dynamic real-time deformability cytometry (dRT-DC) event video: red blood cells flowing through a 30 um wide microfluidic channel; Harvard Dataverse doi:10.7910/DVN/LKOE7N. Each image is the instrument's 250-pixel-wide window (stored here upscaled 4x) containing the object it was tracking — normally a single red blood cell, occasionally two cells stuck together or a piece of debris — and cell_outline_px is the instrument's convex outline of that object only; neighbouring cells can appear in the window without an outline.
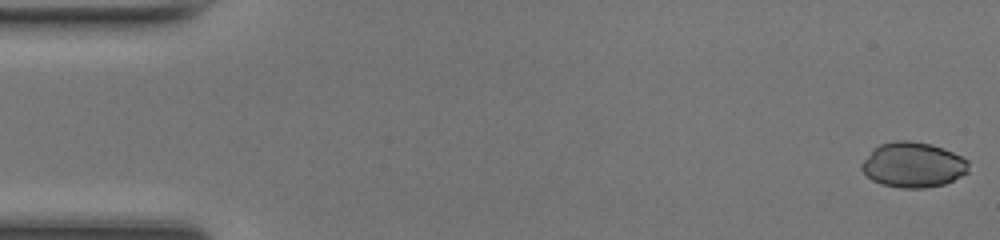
{"species": "common noctule bat (a hibernating species)", "species_latin": "Nyctalus noctula", "temperature_condition": "room temperature", "stored_images_in_passage": 48, "camera_frame_rate_fps": 3000, "um_per_image_px": 0.085, "animal": {"sex": "female", "body_mass_g": 17.0, "forearm_length_mm": 48.0}, "frame": {"image": 1, "passage_image": 1, "time_ms": 0.0, "image_size_px": [1000, 240], "cell_outline_px": [[968, 172], [944, 184], [924, 188], [900, 188], [880, 184], [872, 180], [860, 168], [860, 164], [880, 144], [892, 140], [908, 140], [932, 144], [944, 148], [968, 160]], "centroid_in_image_um": [77.61, 14.01], "position_along_channel_um": 7.4, "area_um2": 28.09}}
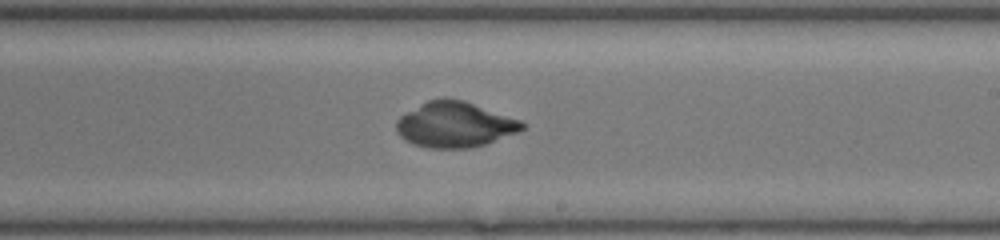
{"frame": {"image": 2, "passage_image": 28, "time_ms": 9.0, "image_size_px": [1000, 240], "cell_outline_px": [[524, 128], [520, 132], [484, 144], [468, 148], [428, 148], [412, 144], [404, 140], [396, 132], [396, 120], [400, 116], [420, 104], [428, 100], [444, 96], [464, 100], [520, 120], [524, 124]], "centroid_in_image_um": [38.62, 10.58], "position_along_channel_um": 250.4, "area_um2": 33.52}}
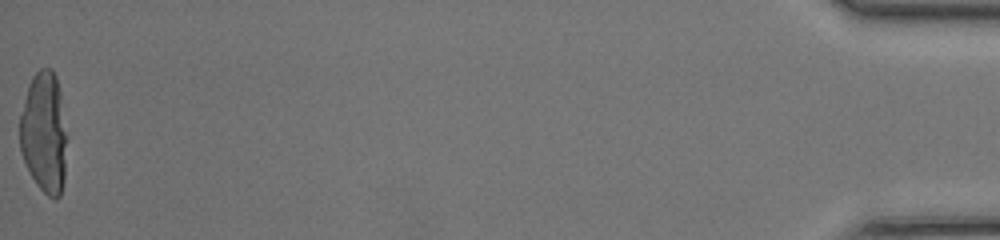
{"frame": {"image": 3, "passage_image": 48, "time_ms": 15.667, "image_size_px": [1000, 240], "cell_outline_px": [[68, 136], [64, 180], [60, 196], [56, 200], [48, 196], [36, 184], [20, 152], [20, 116], [24, 100], [32, 76], [40, 68], [52, 68], [56, 76], [60, 92]], "centroid_in_image_um": [3.78, 11.28], "position_along_channel_um": 431.4, "area_um2": 33.7}}